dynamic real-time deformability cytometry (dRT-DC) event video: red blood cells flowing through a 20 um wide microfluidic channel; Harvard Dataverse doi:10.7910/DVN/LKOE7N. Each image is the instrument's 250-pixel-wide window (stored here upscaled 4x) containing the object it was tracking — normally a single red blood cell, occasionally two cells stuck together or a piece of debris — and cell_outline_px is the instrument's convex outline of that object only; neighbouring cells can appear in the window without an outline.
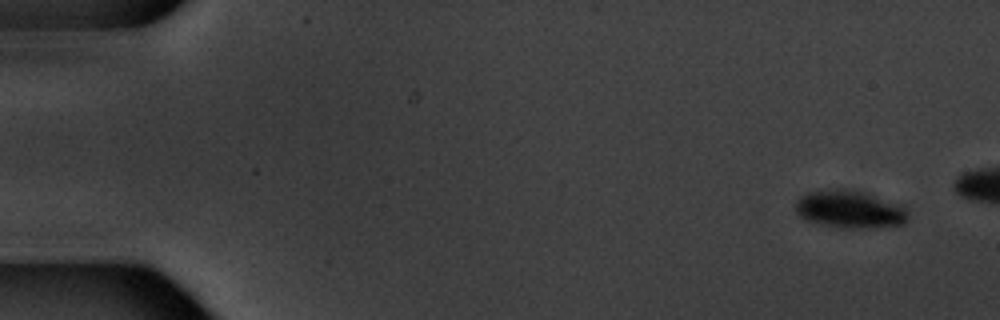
{"species": "common noctule bat (a hibernating species)", "species_latin": "Nyctalus noctula", "temperature_condition": "warm", "stored_images_in_passage": 5, "camera_frame_rate_fps": 3000, "um_per_image_px": 0.085, "animal": {"sex": "male", "body_mass_g": 20.1, "forearm_length_mm": 53.5}, "frame": {"image": 1, "passage_image": 1, "time_ms": 0.0, "image_size_px": [1000, 320], "cell_outline_px": [[908, 216], [904, 224], [860, 228], [844, 228], [820, 224], [808, 220], [800, 216], [796, 212], [796, 200], [800, 196], [812, 192], [836, 188], [848, 188], [864, 192], [900, 204], [908, 212]], "centroid_in_image_um": [72.22, 17.78], "position_along_channel_um": 12.8, "area_um2": 24.51}}